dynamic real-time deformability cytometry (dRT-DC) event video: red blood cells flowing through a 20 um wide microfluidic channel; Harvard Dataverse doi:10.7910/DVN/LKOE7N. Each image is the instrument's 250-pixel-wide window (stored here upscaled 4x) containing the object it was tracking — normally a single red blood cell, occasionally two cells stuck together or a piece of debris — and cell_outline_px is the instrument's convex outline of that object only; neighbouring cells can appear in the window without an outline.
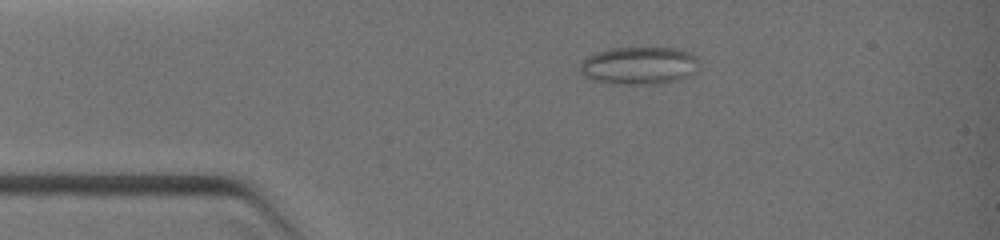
{"species": "common noctule bat (a hibernating species)", "species_latin": "Nyctalus noctula", "temperature_condition": "warm", "stored_images_in_passage": 5, "camera_frame_rate_fps": 3000, "um_per_image_px": 0.085, "animal": {"sex": "female", "body_mass_g": 19.0, "forearm_length_mm": 51.5}, "frame": {"image": 1, "passage_image": 3, "time_ms": 2.0, "image_size_px": [1000, 240], "cell_outline_px": [[696, 60], [692, 72], [688, 76], [680, 80], [664, 84], [616, 84], [592, 80], [584, 76], [580, 72], [580, 64], [588, 56], [596, 52], [612, 48], [684, 48], [692, 52], [696, 56]], "centroid_in_image_um": [54.31, 5.58], "position_along_channel_um": 30.7, "area_um2": 26.24}}
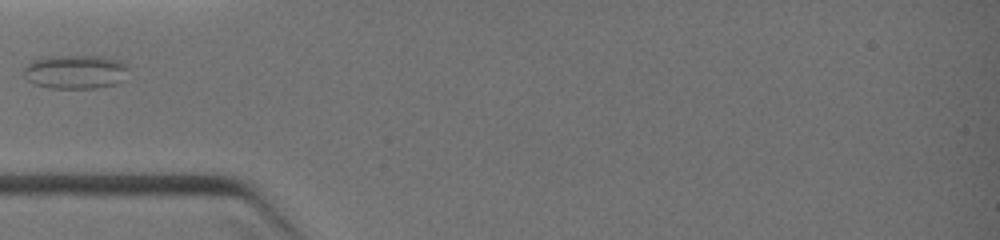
{"frame": {"image": 2, "passage_image": 5, "time_ms": 3.667, "image_size_px": [1000, 240], "cell_outline_px": [[128, 68], [124, 80], [116, 84], [100, 88], [48, 88], [32, 84], [24, 76], [24, 68], [32, 60], [44, 56], [100, 56], [120, 60], [128, 64]], "centroid_in_image_um": [6.42, 6.11], "position_along_channel_um": 78.6, "area_um2": 21.1}}